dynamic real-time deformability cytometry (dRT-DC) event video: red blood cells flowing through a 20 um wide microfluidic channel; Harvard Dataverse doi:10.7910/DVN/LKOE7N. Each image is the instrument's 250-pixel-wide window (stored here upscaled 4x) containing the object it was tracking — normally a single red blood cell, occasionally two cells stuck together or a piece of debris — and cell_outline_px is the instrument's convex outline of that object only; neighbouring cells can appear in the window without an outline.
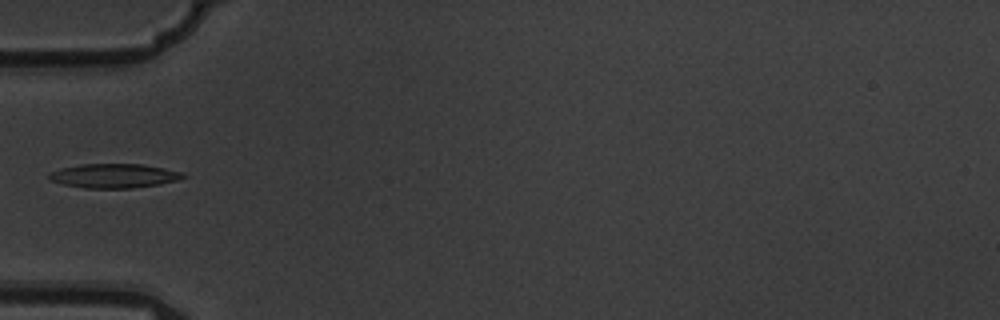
{"species": "common noctule bat (a hibernating species)", "species_latin": "Nyctalus noctula", "temperature_condition": "warm", "stored_images_in_passage": 7, "camera_frame_rate_fps": 3000, "um_per_image_px": 0.085, "animal": {"sex": "male", "body_mass_g": 19.5, "forearm_length_mm": 54.6}, "frame": {"image": 1, "passage_image": 6, "time_ms": 1.667, "image_size_px": [1000, 320], "cell_outline_px": [[188, 176], [176, 180], [160, 184], [132, 188], [84, 188], [64, 184], [48, 180], [48, 172], [60, 168], [80, 164], [144, 164], [184, 172]], "centroid_in_image_um": [9.68, 14.94], "position_along_channel_um": 75.3, "area_um2": 19.07}}
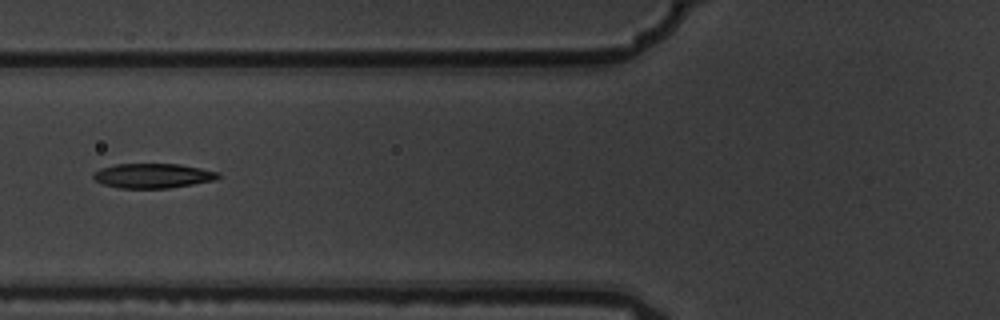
{"frame": {"image": 2, "passage_image": 7, "time_ms": 2.0, "image_size_px": [1000, 320], "cell_outline_px": [[220, 176], [216, 180], [168, 188], [120, 188], [104, 184], [96, 180], [92, 176], [92, 172], [100, 168], [116, 164], [180, 164], [220, 172]], "centroid_in_image_um": [12.99, 14.93], "position_along_channel_um": 112.8, "area_um2": 17.92}}